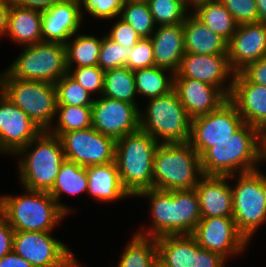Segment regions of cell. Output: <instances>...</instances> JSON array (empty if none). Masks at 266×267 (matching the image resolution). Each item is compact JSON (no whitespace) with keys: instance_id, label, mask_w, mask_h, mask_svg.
Segmentation results:
<instances>
[{"instance_id":"9a60e30c","label":"cell","mask_w":266,"mask_h":267,"mask_svg":"<svg viewBox=\"0 0 266 267\" xmlns=\"http://www.w3.org/2000/svg\"><path fill=\"white\" fill-rule=\"evenodd\" d=\"M191 235L202 249L217 252L227 260L240 256L249 245L233 217H202Z\"/></svg>"},{"instance_id":"277c9868","label":"cell","mask_w":266,"mask_h":267,"mask_svg":"<svg viewBox=\"0 0 266 267\" xmlns=\"http://www.w3.org/2000/svg\"><path fill=\"white\" fill-rule=\"evenodd\" d=\"M23 189L20 195H0V215L15 231H53L67 218L49 192Z\"/></svg>"},{"instance_id":"bcb514c9","label":"cell","mask_w":266,"mask_h":267,"mask_svg":"<svg viewBox=\"0 0 266 267\" xmlns=\"http://www.w3.org/2000/svg\"><path fill=\"white\" fill-rule=\"evenodd\" d=\"M14 232L15 230L0 215V259L12 252Z\"/></svg>"},{"instance_id":"4316f807","label":"cell","mask_w":266,"mask_h":267,"mask_svg":"<svg viewBox=\"0 0 266 267\" xmlns=\"http://www.w3.org/2000/svg\"><path fill=\"white\" fill-rule=\"evenodd\" d=\"M88 192V175L86 167L78 165L75 162L65 160L59 169L56 180L50 195L57 202L59 208L68 216L74 211L69 206L63 204L61 199L63 194L70 196L79 195ZM72 211V212H71Z\"/></svg>"},{"instance_id":"f907efd6","label":"cell","mask_w":266,"mask_h":267,"mask_svg":"<svg viewBox=\"0 0 266 267\" xmlns=\"http://www.w3.org/2000/svg\"><path fill=\"white\" fill-rule=\"evenodd\" d=\"M258 9V22L266 25V0H255Z\"/></svg>"},{"instance_id":"30bf717a","label":"cell","mask_w":266,"mask_h":267,"mask_svg":"<svg viewBox=\"0 0 266 267\" xmlns=\"http://www.w3.org/2000/svg\"><path fill=\"white\" fill-rule=\"evenodd\" d=\"M22 49L5 69L11 77L55 84L68 73L65 45L43 41Z\"/></svg>"},{"instance_id":"7c38bea8","label":"cell","mask_w":266,"mask_h":267,"mask_svg":"<svg viewBox=\"0 0 266 267\" xmlns=\"http://www.w3.org/2000/svg\"><path fill=\"white\" fill-rule=\"evenodd\" d=\"M58 136L65 159L83 167L103 165L115 161L116 141L93 127L69 131Z\"/></svg>"},{"instance_id":"52a82bcc","label":"cell","mask_w":266,"mask_h":267,"mask_svg":"<svg viewBox=\"0 0 266 267\" xmlns=\"http://www.w3.org/2000/svg\"><path fill=\"white\" fill-rule=\"evenodd\" d=\"M233 219L239 233L250 244L255 232L266 224V174L260 169L230 175ZM258 229V230H257Z\"/></svg>"},{"instance_id":"44dd1931","label":"cell","mask_w":266,"mask_h":267,"mask_svg":"<svg viewBox=\"0 0 266 267\" xmlns=\"http://www.w3.org/2000/svg\"><path fill=\"white\" fill-rule=\"evenodd\" d=\"M173 90L191 119L218 109L229 99L219 88L191 78H174Z\"/></svg>"},{"instance_id":"7a4b0ae2","label":"cell","mask_w":266,"mask_h":267,"mask_svg":"<svg viewBox=\"0 0 266 267\" xmlns=\"http://www.w3.org/2000/svg\"><path fill=\"white\" fill-rule=\"evenodd\" d=\"M263 142L264 135L244 122L230 137L216 142L200 157L203 174L229 176L260 169Z\"/></svg>"},{"instance_id":"ab89813d","label":"cell","mask_w":266,"mask_h":267,"mask_svg":"<svg viewBox=\"0 0 266 267\" xmlns=\"http://www.w3.org/2000/svg\"><path fill=\"white\" fill-rule=\"evenodd\" d=\"M125 2L126 0H80L81 17L84 19V14L88 13L97 20L113 21L119 17Z\"/></svg>"},{"instance_id":"ac0fdd59","label":"cell","mask_w":266,"mask_h":267,"mask_svg":"<svg viewBox=\"0 0 266 267\" xmlns=\"http://www.w3.org/2000/svg\"><path fill=\"white\" fill-rule=\"evenodd\" d=\"M227 56L235 73L266 56V25L249 23L238 25L227 43Z\"/></svg>"},{"instance_id":"11a10c76","label":"cell","mask_w":266,"mask_h":267,"mask_svg":"<svg viewBox=\"0 0 266 267\" xmlns=\"http://www.w3.org/2000/svg\"><path fill=\"white\" fill-rule=\"evenodd\" d=\"M264 142H266V133L264 134Z\"/></svg>"},{"instance_id":"ffe728a7","label":"cell","mask_w":266,"mask_h":267,"mask_svg":"<svg viewBox=\"0 0 266 267\" xmlns=\"http://www.w3.org/2000/svg\"><path fill=\"white\" fill-rule=\"evenodd\" d=\"M80 0H64L42 12V38L44 42L65 45L82 27Z\"/></svg>"},{"instance_id":"b9f144b4","label":"cell","mask_w":266,"mask_h":267,"mask_svg":"<svg viewBox=\"0 0 266 267\" xmlns=\"http://www.w3.org/2000/svg\"><path fill=\"white\" fill-rule=\"evenodd\" d=\"M219 1L231 13L237 25L258 22V9L255 0Z\"/></svg>"},{"instance_id":"db71d44e","label":"cell","mask_w":266,"mask_h":267,"mask_svg":"<svg viewBox=\"0 0 266 267\" xmlns=\"http://www.w3.org/2000/svg\"><path fill=\"white\" fill-rule=\"evenodd\" d=\"M187 1H188V3H189L190 5H193L195 2L200 1V0H187Z\"/></svg>"},{"instance_id":"e0dca14e","label":"cell","mask_w":266,"mask_h":267,"mask_svg":"<svg viewBox=\"0 0 266 267\" xmlns=\"http://www.w3.org/2000/svg\"><path fill=\"white\" fill-rule=\"evenodd\" d=\"M42 131L0 91V155L15 156Z\"/></svg>"},{"instance_id":"f6af8a7d","label":"cell","mask_w":266,"mask_h":267,"mask_svg":"<svg viewBox=\"0 0 266 267\" xmlns=\"http://www.w3.org/2000/svg\"><path fill=\"white\" fill-rule=\"evenodd\" d=\"M240 73L248 81L266 86V56L250 63Z\"/></svg>"},{"instance_id":"9c48e42d","label":"cell","mask_w":266,"mask_h":267,"mask_svg":"<svg viewBox=\"0 0 266 267\" xmlns=\"http://www.w3.org/2000/svg\"><path fill=\"white\" fill-rule=\"evenodd\" d=\"M0 91L39 128L43 131L50 129L57 110L55 84L15 79L4 70L0 73Z\"/></svg>"},{"instance_id":"e575fe53","label":"cell","mask_w":266,"mask_h":267,"mask_svg":"<svg viewBox=\"0 0 266 267\" xmlns=\"http://www.w3.org/2000/svg\"><path fill=\"white\" fill-rule=\"evenodd\" d=\"M119 18L131 25L141 38H149L156 24L146 0H126Z\"/></svg>"},{"instance_id":"681fc988","label":"cell","mask_w":266,"mask_h":267,"mask_svg":"<svg viewBox=\"0 0 266 267\" xmlns=\"http://www.w3.org/2000/svg\"><path fill=\"white\" fill-rule=\"evenodd\" d=\"M10 8L11 2L9 0H0V38L5 37Z\"/></svg>"},{"instance_id":"4fadbf2b","label":"cell","mask_w":266,"mask_h":267,"mask_svg":"<svg viewBox=\"0 0 266 267\" xmlns=\"http://www.w3.org/2000/svg\"><path fill=\"white\" fill-rule=\"evenodd\" d=\"M243 123L236 106L228 99L218 109L191 119L188 143L201 157L216 142L230 137Z\"/></svg>"},{"instance_id":"5bb4252c","label":"cell","mask_w":266,"mask_h":267,"mask_svg":"<svg viewBox=\"0 0 266 267\" xmlns=\"http://www.w3.org/2000/svg\"><path fill=\"white\" fill-rule=\"evenodd\" d=\"M92 127L115 141L140 129V108L135 104L96 97L91 106Z\"/></svg>"},{"instance_id":"6da1fadb","label":"cell","mask_w":266,"mask_h":267,"mask_svg":"<svg viewBox=\"0 0 266 267\" xmlns=\"http://www.w3.org/2000/svg\"><path fill=\"white\" fill-rule=\"evenodd\" d=\"M136 197L146 198L150 204L151 227H142L137 234L159 238L166 235L192 234L199 223L201 209L195 189L159 190L155 188L141 191Z\"/></svg>"},{"instance_id":"d6986e66","label":"cell","mask_w":266,"mask_h":267,"mask_svg":"<svg viewBox=\"0 0 266 267\" xmlns=\"http://www.w3.org/2000/svg\"><path fill=\"white\" fill-rule=\"evenodd\" d=\"M229 100L236 106L243 122L266 133V86L248 81L235 73Z\"/></svg>"},{"instance_id":"d590c367","label":"cell","mask_w":266,"mask_h":267,"mask_svg":"<svg viewBox=\"0 0 266 267\" xmlns=\"http://www.w3.org/2000/svg\"><path fill=\"white\" fill-rule=\"evenodd\" d=\"M156 26L183 23L191 12L187 0H146ZM190 9V10H189Z\"/></svg>"},{"instance_id":"2e32d148","label":"cell","mask_w":266,"mask_h":267,"mask_svg":"<svg viewBox=\"0 0 266 267\" xmlns=\"http://www.w3.org/2000/svg\"><path fill=\"white\" fill-rule=\"evenodd\" d=\"M235 72L227 54L186 53L181 59L174 78H191L219 88L228 98L231 94Z\"/></svg>"},{"instance_id":"7402d4cb","label":"cell","mask_w":266,"mask_h":267,"mask_svg":"<svg viewBox=\"0 0 266 267\" xmlns=\"http://www.w3.org/2000/svg\"><path fill=\"white\" fill-rule=\"evenodd\" d=\"M229 176L204 175L195 190L201 217H232V190Z\"/></svg>"},{"instance_id":"603a6c76","label":"cell","mask_w":266,"mask_h":267,"mask_svg":"<svg viewBox=\"0 0 266 267\" xmlns=\"http://www.w3.org/2000/svg\"><path fill=\"white\" fill-rule=\"evenodd\" d=\"M150 38L155 66L176 73L185 54L183 23L157 26Z\"/></svg>"},{"instance_id":"f5cc1de1","label":"cell","mask_w":266,"mask_h":267,"mask_svg":"<svg viewBox=\"0 0 266 267\" xmlns=\"http://www.w3.org/2000/svg\"><path fill=\"white\" fill-rule=\"evenodd\" d=\"M155 267H168V266L164 265L159 259H157Z\"/></svg>"},{"instance_id":"484cf974","label":"cell","mask_w":266,"mask_h":267,"mask_svg":"<svg viewBox=\"0 0 266 267\" xmlns=\"http://www.w3.org/2000/svg\"><path fill=\"white\" fill-rule=\"evenodd\" d=\"M42 12L11 4L5 36L21 47L43 42Z\"/></svg>"},{"instance_id":"4dcf8cb0","label":"cell","mask_w":266,"mask_h":267,"mask_svg":"<svg viewBox=\"0 0 266 267\" xmlns=\"http://www.w3.org/2000/svg\"><path fill=\"white\" fill-rule=\"evenodd\" d=\"M126 244L117 267H155L158 259L156 238L135 232Z\"/></svg>"},{"instance_id":"60d3db41","label":"cell","mask_w":266,"mask_h":267,"mask_svg":"<svg viewBox=\"0 0 266 267\" xmlns=\"http://www.w3.org/2000/svg\"><path fill=\"white\" fill-rule=\"evenodd\" d=\"M155 66L153 44L151 38H141L133 47L126 67L131 71Z\"/></svg>"},{"instance_id":"c3c4849f","label":"cell","mask_w":266,"mask_h":267,"mask_svg":"<svg viewBox=\"0 0 266 267\" xmlns=\"http://www.w3.org/2000/svg\"><path fill=\"white\" fill-rule=\"evenodd\" d=\"M0 267H34V266L12 251L0 259Z\"/></svg>"},{"instance_id":"cb8c5ba5","label":"cell","mask_w":266,"mask_h":267,"mask_svg":"<svg viewBox=\"0 0 266 267\" xmlns=\"http://www.w3.org/2000/svg\"><path fill=\"white\" fill-rule=\"evenodd\" d=\"M88 175L87 194L98 203H111L114 201L132 198L123 188L116 162L86 167Z\"/></svg>"},{"instance_id":"ba28073f","label":"cell","mask_w":266,"mask_h":267,"mask_svg":"<svg viewBox=\"0 0 266 267\" xmlns=\"http://www.w3.org/2000/svg\"><path fill=\"white\" fill-rule=\"evenodd\" d=\"M140 110V129L149 133L159 144L187 143L190 138L191 118L177 93L147 99ZM146 108V109H145Z\"/></svg>"},{"instance_id":"f1b7e54d","label":"cell","mask_w":266,"mask_h":267,"mask_svg":"<svg viewBox=\"0 0 266 267\" xmlns=\"http://www.w3.org/2000/svg\"><path fill=\"white\" fill-rule=\"evenodd\" d=\"M100 37L88 35L85 34V32L80 33V31L71 36L65 44L66 66H97L102 44V35Z\"/></svg>"},{"instance_id":"8d00e7d4","label":"cell","mask_w":266,"mask_h":267,"mask_svg":"<svg viewBox=\"0 0 266 267\" xmlns=\"http://www.w3.org/2000/svg\"><path fill=\"white\" fill-rule=\"evenodd\" d=\"M57 105L91 107L95 97L77 83L68 73L56 83Z\"/></svg>"},{"instance_id":"1f68e13d","label":"cell","mask_w":266,"mask_h":267,"mask_svg":"<svg viewBox=\"0 0 266 267\" xmlns=\"http://www.w3.org/2000/svg\"><path fill=\"white\" fill-rule=\"evenodd\" d=\"M158 259L168 267H191L192 235H166L157 238Z\"/></svg>"},{"instance_id":"816d5d0a","label":"cell","mask_w":266,"mask_h":267,"mask_svg":"<svg viewBox=\"0 0 266 267\" xmlns=\"http://www.w3.org/2000/svg\"><path fill=\"white\" fill-rule=\"evenodd\" d=\"M263 161L266 162V142H263Z\"/></svg>"},{"instance_id":"74e56055","label":"cell","mask_w":266,"mask_h":267,"mask_svg":"<svg viewBox=\"0 0 266 267\" xmlns=\"http://www.w3.org/2000/svg\"><path fill=\"white\" fill-rule=\"evenodd\" d=\"M131 51L132 47H123L103 34L97 66L103 71L126 67Z\"/></svg>"},{"instance_id":"8992f818","label":"cell","mask_w":266,"mask_h":267,"mask_svg":"<svg viewBox=\"0 0 266 267\" xmlns=\"http://www.w3.org/2000/svg\"><path fill=\"white\" fill-rule=\"evenodd\" d=\"M203 176L200 155L188 142L158 145L154 155L153 188L192 190Z\"/></svg>"},{"instance_id":"8fae6325","label":"cell","mask_w":266,"mask_h":267,"mask_svg":"<svg viewBox=\"0 0 266 267\" xmlns=\"http://www.w3.org/2000/svg\"><path fill=\"white\" fill-rule=\"evenodd\" d=\"M53 231H15L12 251L34 267H81L76 254Z\"/></svg>"},{"instance_id":"7bdbcfd3","label":"cell","mask_w":266,"mask_h":267,"mask_svg":"<svg viewBox=\"0 0 266 267\" xmlns=\"http://www.w3.org/2000/svg\"><path fill=\"white\" fill-rule=\"evenodd\" d=\"M117 20V21H116ZM109 32L105 34L112 41L122 45L123 47H133L141 37L133 29V27L117 17Z\"/></svg>"},{"instance_id":"5b68a950","label":"cell","mask_w":266,"mask_h":267,"mask_svg":"<svg viewBox=\"0 0 266 267\" xmlns=\"http://www.w3.org/2000/svg\"><path fill=\"white\" fill-rule=\"evenodd\" d=\"M159 143L141 129L116 140L115 162L123 188L134 199L153 188L154 155Z\"/></svg>"},{"instance_id":"3957f363","label":"cell","mask_w":266,"mask_h":267,"mask_svg":"<svg viewBox=\"0 0 266 267\" xmlns=\"http://www.w3.org/2000/svg\"><path fill=\"white\" fill-rule=\"evenodd\" d=\"M14 157L21 186L28 190L49 192L61 164L66 160L58 136L42 131Z\"/></svg>"},{"instance_id":"f546056e","label":"cell","mask_w":266,"mask_h":267,"mask_svg":"<svg viewBox=\"0 0 266 267\" xmlns=\"http://www.w3.org/2000/svg\"><path fill=\"white\" fill-rule=\"evenodd\" d=\"M174 74L156 66L133 71L137 95L150 99L169 94L174 88Z\"/></svg>"},{"instance_id":"f35d334b","label":"cell","mask_w":266,"mask_h":267,"mask_svg":"<svg viewBox=\"0 0 266 267\" xmlns=\"http://www.w3.org/2000/svg\"><path fill=\"white\" fill-rule=\"evenodd\" d=\"M67 70L68 74L92 96H102L105 71L99 66L67 67Z\"/></svg>"},{"instance_id":"836d02e7","label":"cell","mask_w":266,"mask_h":267,"mask_svg":"<svg viewBox=\"0 0 266 267\" xmlns=\"http://www.w3.org/2000/svg\"><path fill=\"white\" fill-rule=\"evenodd\" d=\"M55 121L48 130L50 134L92 127V108L85 106L57 105Z\"/></svg>"},{"instance_id":"7dc6e473","label":"cell","mask_w":266,"mask_h":267,"mask_svg":"<svg viewBox=\"0 0 266 267\" xmlns=\"http://www.w3.org/2000/svg\"><path fill=\"white\" fill-rule=\"evenodd\" d=\"M11 4L26 8L32 9L40 12H45L51 6H54L57 3H60L64 0H9Z\"/></svg>"},{"instance_id":"d6a6232c","label":"cell","mask_w":266,"mask_h":267,"mask_svg":"<svg viewBox=\"0 0 266 267\" xmlns=\"http://www.w3.org/2000/svg\"><path fill=\"white\" fill-rule=\"evenodd\" d=\"M102 96L125 101L140 107L136 102L138 95L133 71L127 67L105 71Z\"/></svg>"},{"instance_id":"d4e9b609","label":"cell","mask_w":266,"mask_h":267,"mask_svg":"<svg viewBox=\"0 0 266 267\" xmlns=\"http://www.w3.org/2000/svg\"><path fill=\"white\" fill-rule=\"evenodd\" d=\"M185 52L193 54H227V41L214 33L192 12L183 22Z\"/></svg>"},{"instance_id":"ee69618b","label":"cell","mask_w":266,"mask_h":267,"mask_svg":"<svg viewBox=\"0 0 266 267\" xmlns=\"http://www.w3.org/2000/svg\"><path fill=\"white\" fill-rule=\"evenodd\" d=\"M227 261L217 252L202 249L192 236L191 267H225Z\"/></svg>"},{"instance_id":"83f0119b","label":"cell","mask_w":266,"mask_h":267,"mask_svg":"<svg viewBox=\"0 0 266 267\" xmlns=\"http://www.w3.org/2000/svg\"><path fill=\"white\" fill-rule=\"evenodd\" d=\"M191 12L227 42L237 29L233 16L219 0L197 1L191 5Z\"/></svg>"}]
</instances>
